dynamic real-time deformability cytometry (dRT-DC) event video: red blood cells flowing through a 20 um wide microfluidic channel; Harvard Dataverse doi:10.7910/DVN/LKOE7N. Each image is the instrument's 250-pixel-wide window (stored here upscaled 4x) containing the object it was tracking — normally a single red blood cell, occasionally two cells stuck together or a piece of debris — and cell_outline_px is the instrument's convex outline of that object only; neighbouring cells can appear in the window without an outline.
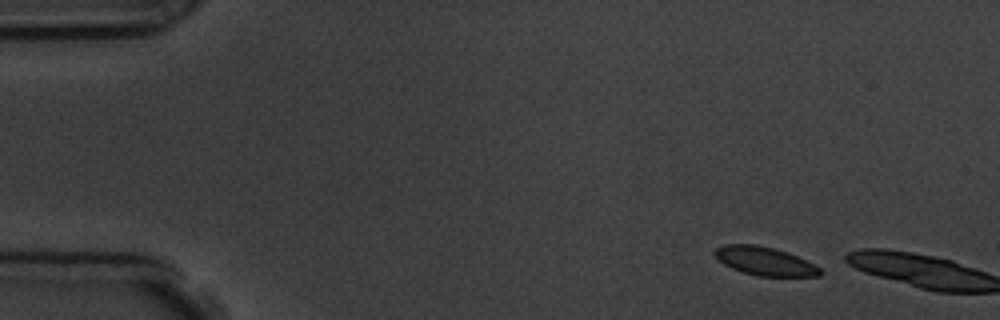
{"species": "common noctule bat (a hibernating species)", "species_latin": "Nyctalus noctula", "temperature_condition": "room temperature", "stored_images_in_passage": 2, "camera_frame_rate_fps": 3000, "um_per_image_px": 0.085, "animal": {"sex": "male", "body_mass_g": 19.5, "forearm_length_mm": 54.6}, "frame": {"image": 1, "passage_image": 1, "time_ms": 0.0, "image_size_px": [1000, 320], "cell_outline_px": [[824, 272], [820, 276], [760, 276], [744, 272], [732, 268], [724, 264], [712, 252], [716, 248], [724, 244], [756, 244], [772, 248], [796, 256], [820, 268]], "centroid_in_image_um": [64.98, 22.19], "position_along_channel_um": 20.0, "area_um2": 17.17}}